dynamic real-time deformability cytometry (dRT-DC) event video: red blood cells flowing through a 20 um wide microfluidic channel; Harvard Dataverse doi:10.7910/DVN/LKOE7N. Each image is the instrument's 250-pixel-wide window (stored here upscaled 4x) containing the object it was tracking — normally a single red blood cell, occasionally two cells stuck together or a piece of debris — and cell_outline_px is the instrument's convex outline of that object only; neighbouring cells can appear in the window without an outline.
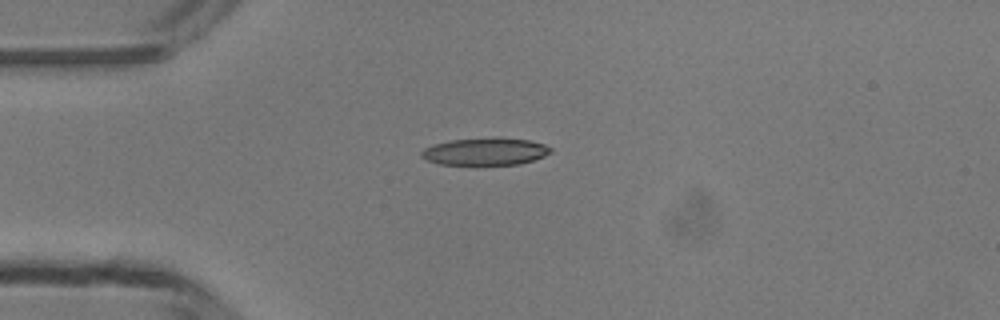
{"species": "common noctule bat (a hibernating species)", "species_latin": "Nyctalus noctula", "temperature_condition": "room temperature", "stored_images_in_passage": 37, "camera_frame_rate_fps": 3000, "um_per_image_px": 0.085, "animal": {"sex": "male", "body_mass_g": 13.3}, "frame": {"image": 1, "passage_image": 1, "time_ms": 0.0, "image_size_px": [1000, 320], "cell_outline_px": [[552, 152], [544, 156], [520, 164], [440, 164], [424, 160], [420, 156], [420, 152], [424, 148], [432, 144], [452, 140], [500, 136], [528, 140], [544, 144], [552, 148]], "centroid_in_image_um": [41.23, 12.86], "position_along_channel_um": 43.8, "area_um2": 20.81}}
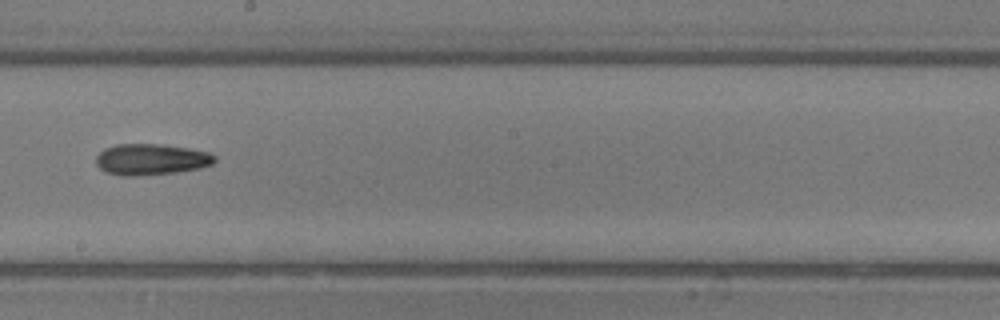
{"frame": {"image": 2, "passage_image": 16, "time_ms": 5.0, "image_size_px": [1000, 320], "cell_outline_px": [[216, 160], [212, 164], [200, 168], [176, 172], [136, 176], [120, 176], [104, 172], [96, 164], [96, 156], [104, 148], [116, 144], [164, 144], [188, 148], [208, 152], [216, 156]], "centroid_in_image_um": [12.82, 13.55], "position_along_channel_um": 235.4, "area_um2": 21.73}}
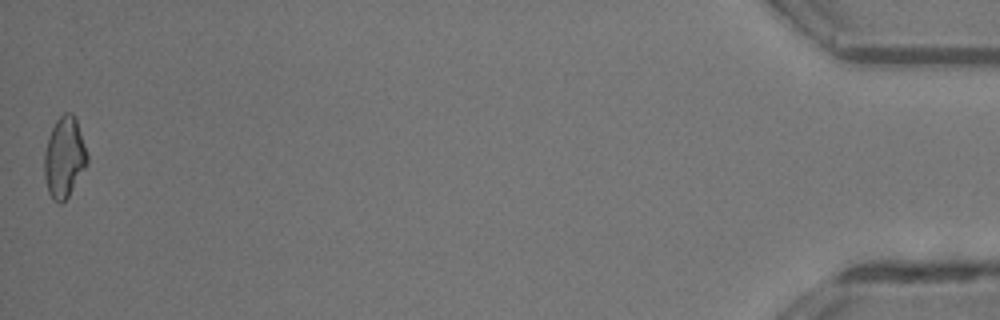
{"frame": {"image": 3, "passage_image": 37, "time_ms": 12.0, "image_size_px": [1000, 320], "cell_outline_px": [[88, 164], [68, 196], [60, 204], [52, 200], [48, 192], [44, 176], [44, 152], [52, 128], [56, 120], [64, 112], [72, 112], [76, 116], [88, 152]], "centroid_in_image_um": [5.48, 13.35], "position_along_channel_um": 429.7, "area_um2": 20.46}, "authors_computed_cell_mechanics": {"area_um2": 20.3456, "velocity_mm_per_s": 4.2357, "shape_relaxation_time_tau1_ms": null, "shape_relaxation_time_tau2_ms": 5.7933, "deformation_change_tau1": null, "deformation_change_tau2": 0.2012}}